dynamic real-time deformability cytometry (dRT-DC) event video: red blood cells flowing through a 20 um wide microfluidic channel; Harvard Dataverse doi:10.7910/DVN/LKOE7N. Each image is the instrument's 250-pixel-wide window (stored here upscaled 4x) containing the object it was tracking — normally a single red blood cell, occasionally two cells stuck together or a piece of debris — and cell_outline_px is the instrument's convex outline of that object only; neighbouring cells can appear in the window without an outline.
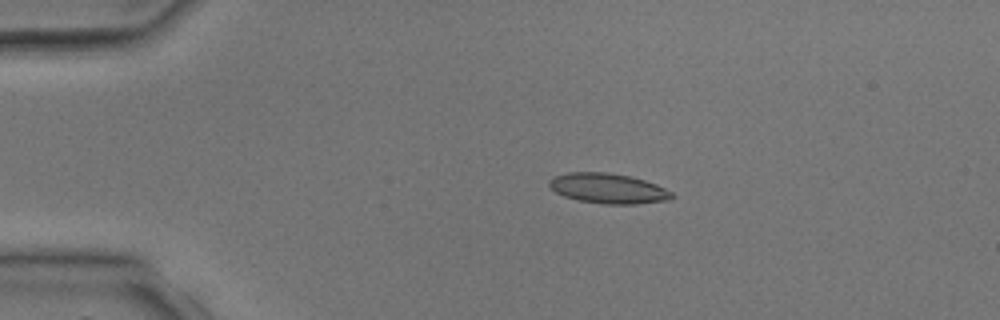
{"species": "common noctule bat (a hibernating species)", "species_latin": "Nyctalus noctula", "temperature_condition": "room temperature", "stored_images_in_passage": 3, "camera_frame_rate_fps": 3000, "um_per_image_px": 0.085, "animal": {"sex": "male", "body_mass_g": 17.9, "forearm_length_mm": 54.2}, "frame": {"image": 1, "passage_image": 2, "time_ms": 1.333, "image_size_px": [1000, 320], "cell_outline_px": [[676, 196], [668, 200], [636, 204], [604, 204], [576, 200], [564, 196], [556, 192], [548, 184], [548, 180], [556, 176], [568, 172], [604, 172], [632, 176], [656, 184], [672, 192]], "centroid_in_image_um": [51.7, 16.02], "position_along_channel_um": 33.3, "area_um2": 21.56}}